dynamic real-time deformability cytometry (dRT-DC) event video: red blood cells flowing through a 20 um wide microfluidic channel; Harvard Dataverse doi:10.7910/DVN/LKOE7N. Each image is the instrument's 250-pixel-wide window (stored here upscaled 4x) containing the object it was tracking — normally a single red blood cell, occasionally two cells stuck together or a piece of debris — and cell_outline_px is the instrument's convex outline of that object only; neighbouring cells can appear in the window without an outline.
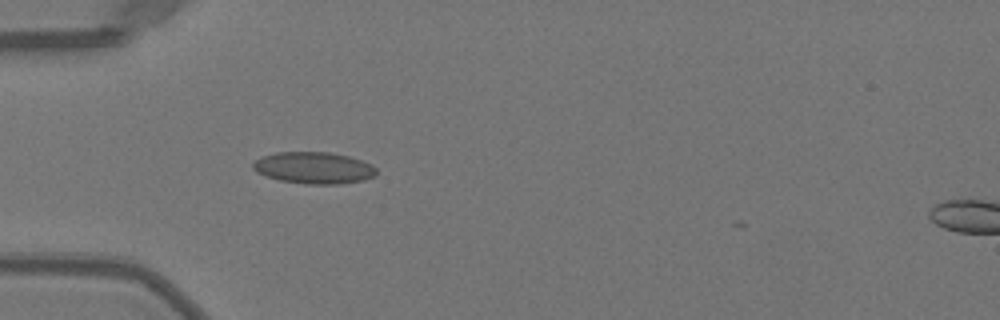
{"species": "Egyptian fruit bat (a non-hibernating species)", "species_latin": "Rousettus aegyptiacus", "temperature_condition": "warm", "stored_images_in_passage": 2, "camera_frame_rate_fps": 3000, "um_per_image_px": 0.085, "animal": {"sex": "female"}, "frame": {"image": 1, "passage_image": 1, "time_ms": 0.0, "image_size_px": [1000, 320], "cell_outline_px": [[376, 176], [364, 180], [340, 184], [308, 184], [280, 180], [256, 172], [252, 168], [252, 164], [256, 160], [264, 156], [276, 152], [328, 152], [348, 156], [372, 164], [376, 168]], "centroid_in_image_um": [26.7, 14.27], "position_along_channel_um": 58.3, "area_um2": 22.72}}